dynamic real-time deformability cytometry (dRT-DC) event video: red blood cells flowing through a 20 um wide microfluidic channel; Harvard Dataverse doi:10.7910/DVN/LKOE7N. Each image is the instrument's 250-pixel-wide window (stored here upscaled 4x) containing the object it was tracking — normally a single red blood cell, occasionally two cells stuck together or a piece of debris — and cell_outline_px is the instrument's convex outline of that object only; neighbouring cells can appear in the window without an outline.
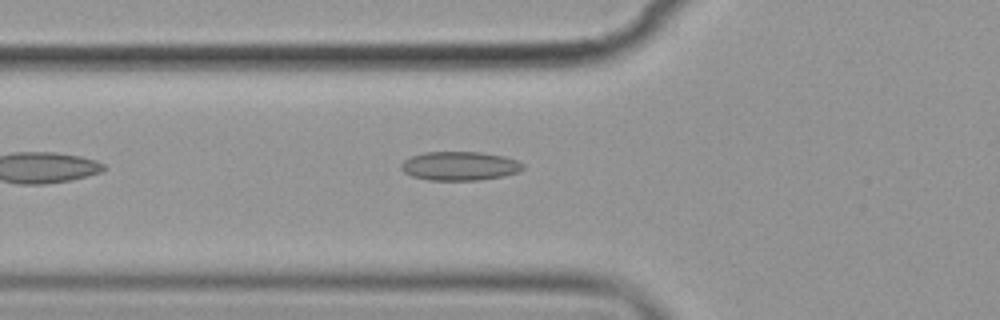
{"species": "common noctule bat (a hibernating species)", "species_latin": "Nyctalus noctula", "temperature_condition": "cold", "stored_images_in_passage": 8, "camera_frame_rate_fps": 3000, "um_per_image_px": 0.085, "animal": {"sex": "female", "body_mass_g": 19.9}, "frame": {"image": 1, "passage_image": 8, "time_ms": 9.0, "image_size_px": [1000, 320], "cell_outline_px": [[524, 168], [516, 172], [500, 176], [480, 180], [428, 180], [412, 176], [404, 172], [400, 168], [400, 164], [404, 160], [412, 156], [424, 152], [480, 152], [504, 156], [516, 160], [524, 164]], "centroid_in_image_um": [39.04, 14.1], "position_along_channel_um": 86.8, "area_um2": 20.4}}